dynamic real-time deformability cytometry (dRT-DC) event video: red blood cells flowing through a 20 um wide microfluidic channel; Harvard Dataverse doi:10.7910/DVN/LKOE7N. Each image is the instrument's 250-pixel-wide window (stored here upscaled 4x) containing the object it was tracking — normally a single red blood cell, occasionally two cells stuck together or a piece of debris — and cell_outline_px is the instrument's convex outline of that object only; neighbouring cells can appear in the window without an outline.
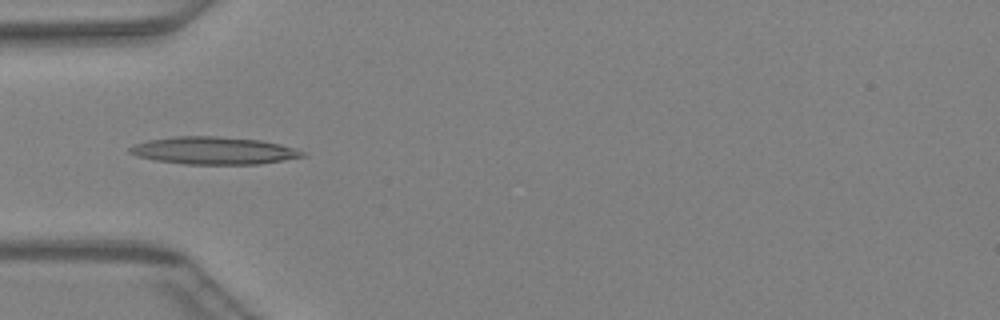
{"species": "Egyptian fruit bat (a non-hibernating species)", "species_latin": "Rousettus aegyptiacus", "temperature_condition": "warm", "stored_images_in_passage": 13, "camera_frame_rate_fps": 3000, "um_per_image_px": 0.085, "animal": {"sex": "female"}, "frame": {"image": 1, "passage_image": 10, "time_ms": 3.0, "image_size_px": [1000, 320], "cell_outline_px": [[308, 156], [260, 164], [184, 164], [156, 160], [136, 156], [128, 152], [128, 148], [136, 144], [148, 140], [176, 136], [216, 136], [260, 140], [280, 144], [304, 152]], "centroid_in_image_um": [18.16, 12.8], "position_along_channel_um": 66.8, "area_um2": 27.57}}